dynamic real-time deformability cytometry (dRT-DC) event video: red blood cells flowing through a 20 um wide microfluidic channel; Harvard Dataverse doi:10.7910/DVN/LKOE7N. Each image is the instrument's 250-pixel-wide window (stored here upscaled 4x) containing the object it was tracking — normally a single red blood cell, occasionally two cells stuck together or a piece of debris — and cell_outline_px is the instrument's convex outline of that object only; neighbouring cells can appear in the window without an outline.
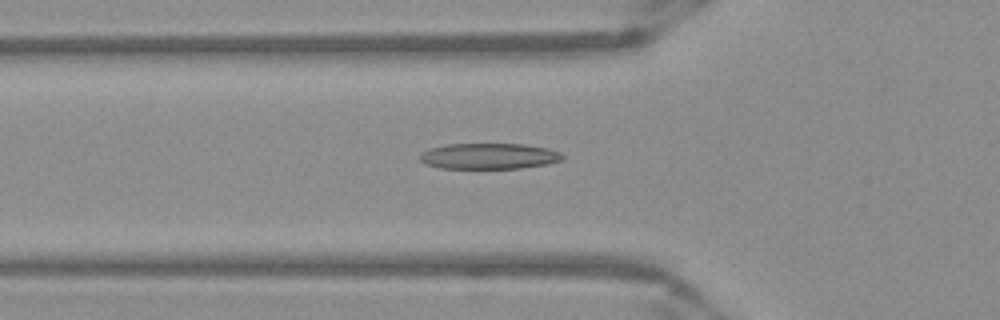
{"species": "Egyptian fruit bat (a non-hibernating species)", "species_latin": "Rousettus aegyptiacus", "temperature_condition": "warm", "stored_images_in_passage": 52, "camera_frame_rate_fps": 3000, "um_per_image_px": 0.085, "frame": {"image": 1, "passage_image": 18, "time_ms": 5.667, "image_size_px": [1000, 320], "cell_outline_px": [[564, 156], [560, 160], [548, 164], [520, 168], [440, 168], [428, 164], [420, 160], [420, 152], [432, 148], [448, 144], [524, 144], [548, 148], [560, 152]], "centroid_in_image_um": [41.58, 13.27], "position_along_channel_um": 84.2, "area_um2": 21.33}}
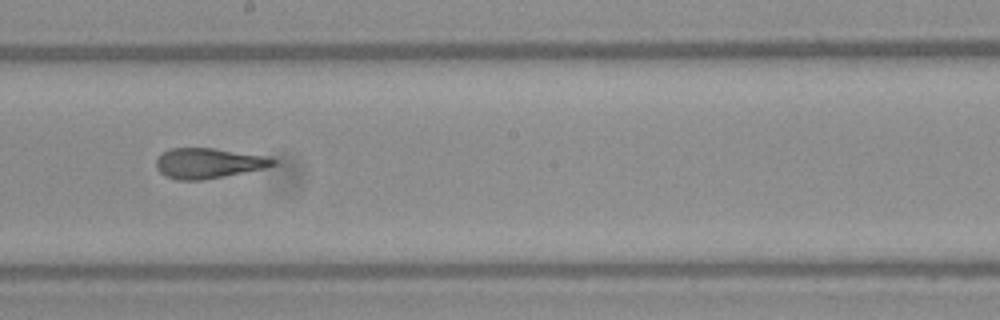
{"frame": {"image": 2, "passage_image": 29, "time_ms": 9.333, "image_size_px": [1000, 320], "cell_outline_px": [[276, 164], [264, 168], [224, 176], [200, 180], [176, 180], [160, 172], [156, 168], [156, 160], [164, 152], [172, 148], [216, 148], [268, 156], [276, 160]], "centroid_in_image_um": [17.73, 13.86], "position_along_channel_um": 230.5, "area_um2": 20.46}}
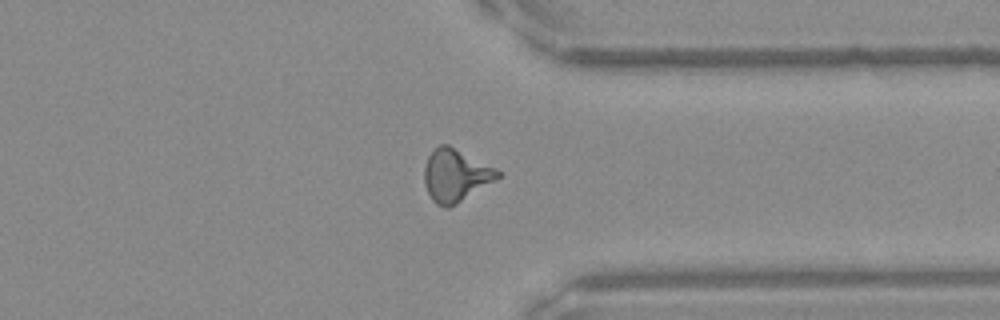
{"frame": {"image": 3, "passage_image": 40, "time_ms": 13.0, "image_size_px": [1000, 320], "cell_outline_px": [[500, 176], [496, 180], [456, 204], [448, 208], [444, 208], [436, 204], [432, 200], [424, 184], [424, 168], [428, 156], [440, 144], [448, 144], [500, 172]], "centroid_in_image_um": [38.68, 14.93], "position_along_channel_um": 372.7, "area_um2": 22.02}, "authors_computed_cell_mechanics": {"area_um2": 20.8947, "velocity_mm_per_s": 3.9541, "shape_relaxation_time_tau1_ms": 6.6599, "shape_relaxation_time_tau2_ms": 1.6857, "deformation_change_tau1": 0.2375, "deformation_change_tau2": 0.1235}}